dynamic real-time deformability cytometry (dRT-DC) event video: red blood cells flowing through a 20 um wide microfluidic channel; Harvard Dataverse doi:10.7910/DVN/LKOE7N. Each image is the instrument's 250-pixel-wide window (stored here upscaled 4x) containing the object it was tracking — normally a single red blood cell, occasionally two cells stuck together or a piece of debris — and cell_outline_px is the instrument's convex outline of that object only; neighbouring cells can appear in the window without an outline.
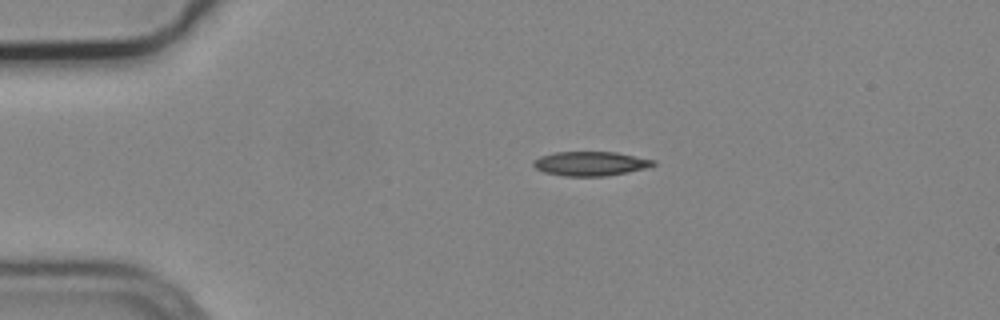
{"species": "common noctule bat (a hibernating species)", "species_latin": "Nyctalus noctula", "temperature_condition": "cold", "stored_images_in_passage": 44, "camera_frame_rate_fps": 3000, "um_per_image_px": 0.085, "animal": {"sex": "male", "body_mass_g": 19.2, "forearm_length_mm": 51.8}, "frame": {"image": 1, "passage_image": 1, "time_ms": 0.0, "image_size_px": [1000, 320], "cell_outline_px": [[656, 164], [648, 168], [628, 172], [604, 176], [564, 176], [544, 172], [536, 168], [532, 164], [532, 160], [540, 156], [556, 152], [616, 152], [656, 160]], "centroid_in_image_um": [50.2, 13.9], "position_along_channel_um": 34.8, "area_um2": 17.05}}
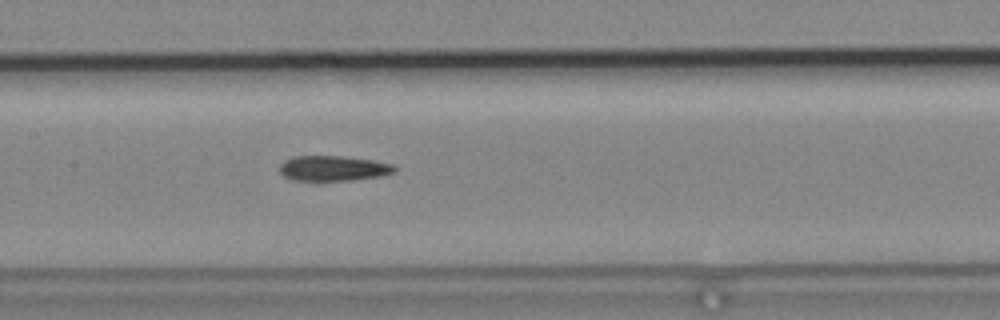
{"frame": {"image": 2, "passage_image": 16, "time_ms": 5.0, "image_size_px": [1000, 320], "cell_outline_px": [[396, 172], [380, 176], [352, 180], [292, 180], [284, 176], [280, 172], [280, 164], [284, 160], [296, 156], [344, 156], [372, 160], [392, 164], [396, 168]], "centroid_in_image_um": [28.33, 14.3], "position_along_channel_um": 179.1, "area_um2": 16.82}}
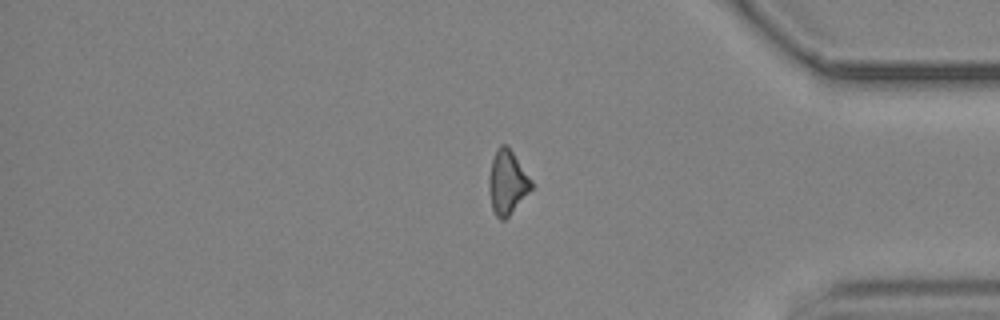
{"frame": {"image": 3, "passage_image": 35, "time_ms": 11.333, "image_size_px": [1000, 320], "cell_outline_px": [[532, 188], [508, 216], [504, 220], [500, 220], [496, 216], [492, 208], [488, 188], [488, 176], [492, 160], [496, 148], [500, 144], [508, 144], [532, 180]], "centroid_in_image_um": [43.1, 15.45], "position_along_channel_um": 392.1, "area_um2": 15.9}, "authors_computed_cell_mechanics": {"area_um2": 16.5886, "velocity_mm_per_s": 3.7382, "shape_relaxation_time_tau1_ms": 8.5014, "shape_relaxation_time_tau2_ms": null, "deformation_change_tau1": 0.2091, "deformation_change_tau2": null}}